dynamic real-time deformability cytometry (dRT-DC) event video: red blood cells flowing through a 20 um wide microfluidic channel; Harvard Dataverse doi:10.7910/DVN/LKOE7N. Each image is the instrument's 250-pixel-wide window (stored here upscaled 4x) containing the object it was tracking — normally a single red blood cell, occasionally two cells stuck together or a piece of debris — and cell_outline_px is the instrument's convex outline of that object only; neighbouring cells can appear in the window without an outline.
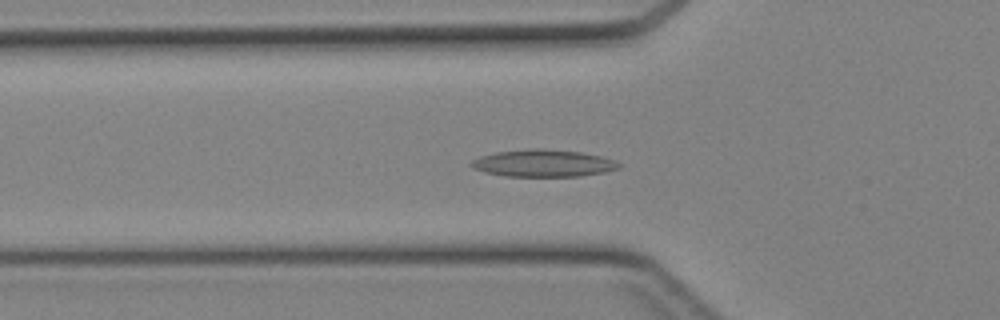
{"species": "Egyptian fruit bat (a non-hibernating species)", "species_latin": "Rousettus aegyptiacus", "temperature_condition": "cold", "stored_images_in_passage": 44, "camera_frame_rate_fps": 3000, "um_per_image_px": 0.085, "animal": {"sex": "female"}, "frame": {"image": 1, "passage_image": 15, "time_ms": 4.667, "image_size_px": [1000, 320], "cell_outline_px": [[620, 168], [604, 172], [580, 176], [504, 176], [484, 172], [472, 168], [468, 164], [472, 160], [480, 156], [496, 152], [528, 148], [544, 148], [580, 152], [600, 156], [612, 160], [620, 164]], "centroid_in_image_um": [46.12, 13.87], "position_along_channel_um": 79.7, "area_um2": 23.41}}
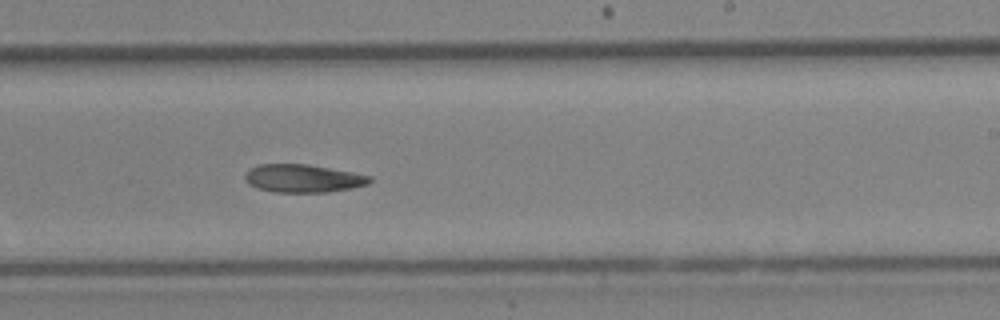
{"frame": {"image": 2, "passage_image": 27, "time_ms": 8.667, "image_size_px": [1000, 320], "cell_outline_px": [[372, 180], [368, 184], [352, 188], [328, 192], [276, 192], [256, 188], [248, 184], [244, 180], [244, 176], [248, 168], [260, 164], [308, 164], [352, 172], [372, 176]], "centroid_in_image_um": [25.73, 15.16], "position_along_channel_um": 263.3, "area_um2": 20.52}}
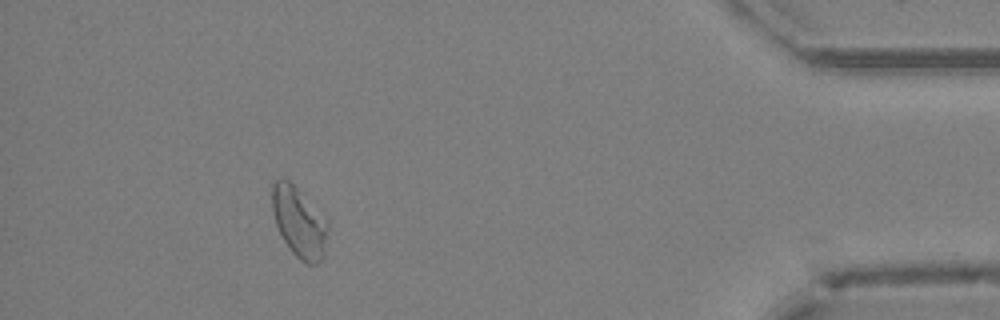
{"frame": {"image": 3, "passage_image": 40, "time_ms": 13.0, "image_size_px": [1000, 320], "cell_outline_px": [[328, 228], [324, 256], [316, 264], [308, 264], [300, 260], [292, 252], [284, 240], [276, 224], [272, 208], [272, 180], [280, 176], [284, 176], [328, 220]], "centroid_in_image_um": [25.41, 18.86], "position_along_channel_um": 409.8, "area_um2": 22.77}}